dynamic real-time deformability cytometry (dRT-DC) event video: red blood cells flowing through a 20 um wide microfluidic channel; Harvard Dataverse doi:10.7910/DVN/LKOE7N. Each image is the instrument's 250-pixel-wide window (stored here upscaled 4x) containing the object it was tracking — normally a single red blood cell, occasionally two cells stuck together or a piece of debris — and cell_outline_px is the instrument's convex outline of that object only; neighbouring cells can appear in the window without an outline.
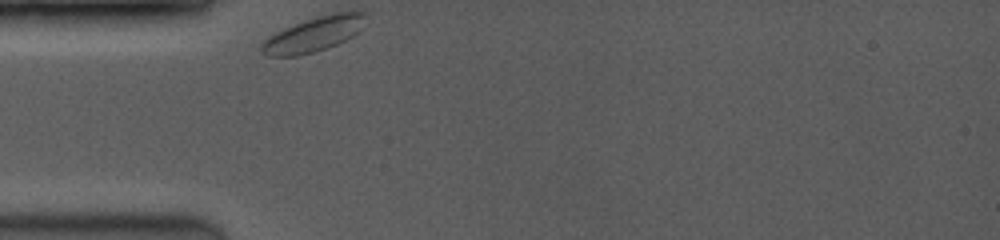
{"species": "common noctule bat (a hibernating species)", "species_latin": "Nyctalus noctula", "temperature_condition": "room temperature", "stored_images_in_passage": 17, "camera_frame_rate_fps": 3500, "um_per_image_px": 0.085, "animal": {"sex": "female", "body_mass_g": 19.0, "forearm_length_mm": 53.3}, "frame": {"image": 1, "passage_image": 1, "time_ms": 0.0, "image_size_px": [1000, 240], "cell_outline_px": [[364, 16], [356, 32], [352, 36], [328, 48], [296, 56], [268, 56], [260, 52], [260, 44], [268, 36], [284, 28], [304, 20], [336, 12], [364, 12]], "centroid_in_image_um": [26.54, 2.94], "position_along_channel_um": 58.5, "area_um2": 20.52}}
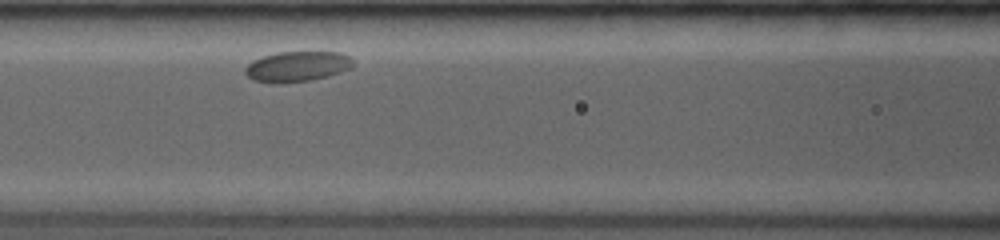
{"frame": {"image": 2, "passage_image": 9, "time_ms": 2.571, "image_size_px": [1000, 240], "cell_outline_px": [[352, 68], [328, 76], [312, 80], [280, 84], [276, 84], [252, 80], [244, 72], [244, 68], [248, 64], [264, 56], [276, 52], [340, 52], [348, 56], [352, 60]], "centroid_in_image_um": [25.24, 5.67], "position_along_channel_um": 141.4, "area_um2": 19.13}}
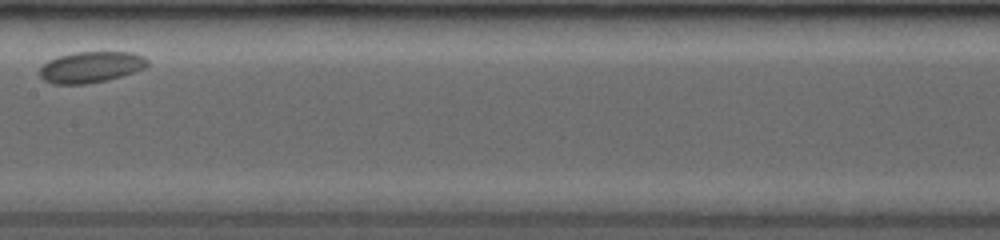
{"frame": {"image": 3, "passage_image": 16, "time_ms": 4.286, "image_size_px": [1000, 240], "cell_outline_px": [[148, 64], [144, 68], [108, 80], [88, 84], [52, 84], [44, 80], [36, 72], [48, 60], [60, 56], [76, 52], [132, 52], [144, 56], [148, 60]], "centroid_in_image_um": [7.7, 5.71], "position_along_channel_um": 199.7, "area_um2": 19.59}}